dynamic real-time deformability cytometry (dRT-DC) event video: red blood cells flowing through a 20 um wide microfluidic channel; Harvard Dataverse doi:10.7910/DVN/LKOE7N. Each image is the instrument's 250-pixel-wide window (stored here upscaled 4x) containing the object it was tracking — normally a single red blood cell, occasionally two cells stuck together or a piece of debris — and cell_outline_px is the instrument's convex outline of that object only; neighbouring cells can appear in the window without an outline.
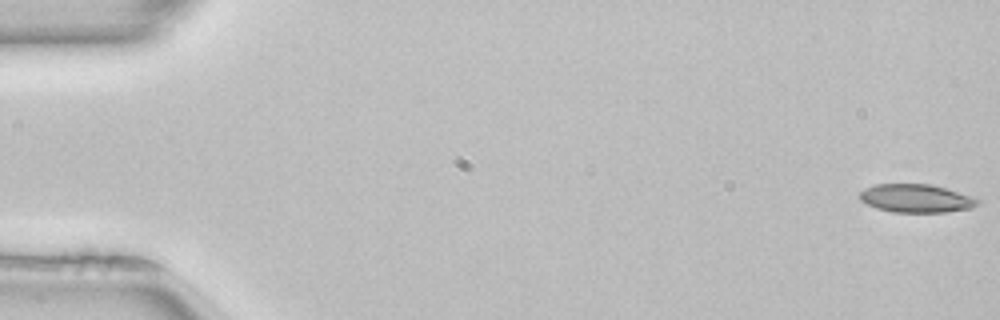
{"species": "common noctule bat (a hibernating species)", "species_latin": "Nyctalus noctula", "temperature_condition": "room temperature", "stored_images_in_passage": 51, "camera_frame_rate_fps": 3000, "um_per_image_px": 0.085, "animal": {"sex": "female", "body_mass_g": 22.7, "forearm_length_mm": 54.2}, "frame": {"image": 1, "passage_image": 1, "time_ms": 0.0, "image_size_px": [1000, 320], "cell_outline_px": [[980, 204], [972, 208], [944, 212], [892, 212], [876, 208], [860, 200], [860, 192], [864, 188], [876, 184], [932, 184], [980, 200]], "centroid_in_image_um": [77.84, 16.86], "position_along_channel_um": 7.2, "area_um2": 19.25}}
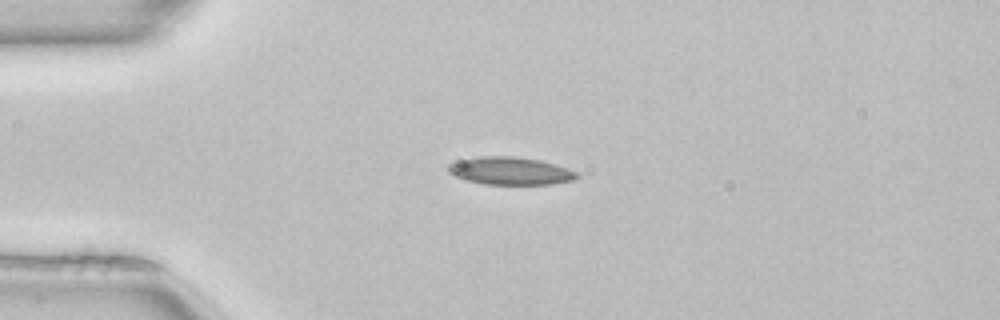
{"frame": {"image": 2, "passage_image": 13, "time_ms": 4.0, "image_size_px": [1000, 320], "cell_outline_px": [[580, 176], [576, 180], [552, 184], [484, 184], [468, 180], [456, 176], [448, 172], [448, 164], [460, 160], [480, 156], [516, 156], [540, 160], [556, 164], [568, 168], [576, 172]], "centroid_in_image_um": [43.43, 14.52], "position_along_channel_um": 41.6, "area_um2": 20.81}}
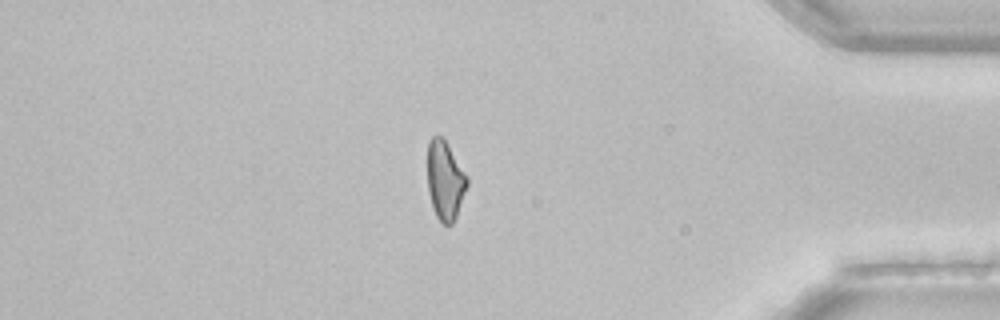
{"frame": {"image": 3, "passage_image": 44, "time_ms": 14.333, "image_size_px": [1000, 320], "cell_outline_px": [[468, 184], [456, 216], [452, 224], [444, 224], [436, 216], [432, 208], [428, 192], [428, 140], [432, 136], [440, 136], [444, 140], [468, 176]], "centroid_in_image_um": [37.82, 15.34], "position_along_channel_um": 397.4, "area_um2": 18.03}, "authors_computed_cell_mechanics": {"area_um2": 19.7098, "velocity_mm_per_s": 4.0258, "shape_relaxation_time_tau1_ms": 6.704, "shape_relaxation_time_tau2_ms": 3.4482, "deformation_change_tau1": 0.1827, "deformation_change_tau2": 0.1224}}